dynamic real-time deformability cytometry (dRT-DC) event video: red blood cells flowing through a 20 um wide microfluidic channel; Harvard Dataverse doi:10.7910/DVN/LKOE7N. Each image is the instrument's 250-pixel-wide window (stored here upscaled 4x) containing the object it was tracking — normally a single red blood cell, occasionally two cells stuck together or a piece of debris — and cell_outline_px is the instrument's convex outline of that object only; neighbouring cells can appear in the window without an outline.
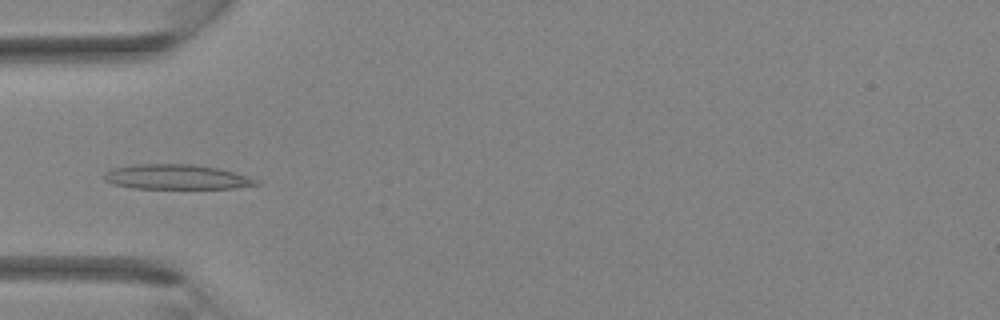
{"species": "Egyptian fruit bat (a non-hibernating species)", "species_latin": "Rousettus aegyptiacus", "temperature_condition": "room temperature", "stored_images_in_passage": 27, "camera_frame_rate_fps": 3000, "um_per_image_px": 0.085, "animal": {"sex": "female"}, "frame": {"image": 1, "passage_image": 3, "time_ms": 0.667, "image_size_px": [1000, 320], "cell_outline_px": [[260, 184], [232, 188], [132, 188], [112, 184], [104, 180], [104, 172], [112, 168], [132, 164], [192, 164], [216, 168], [248, 176], [260, 180]], "centroid_in_image_um": [14.95, 15.04], "position_along_channel_um": 70.0, "area_um2": 21.96}}
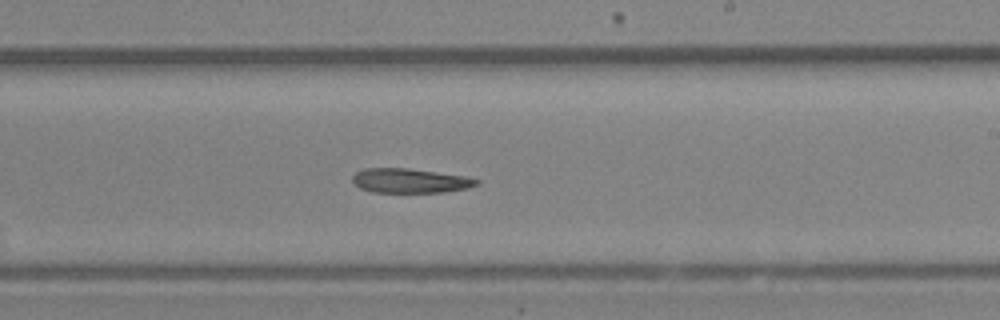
{"frame": {"image": 2, "passage_image": 13, "time_ms": 4.0, "image_size_px": [1000, 320], "cell_outline_px": [[480, 184], [468, 188], [444, 192], [372, 192], [360, 188], [352, 180], [352, 176], [356, 172], [364, 168], [408, 168], [464, 176], [480, 180]], "centroid_in_image_um": [34.86, 15.36], "position_along_channel_um": 254.1, "area_um2": 17.63}}
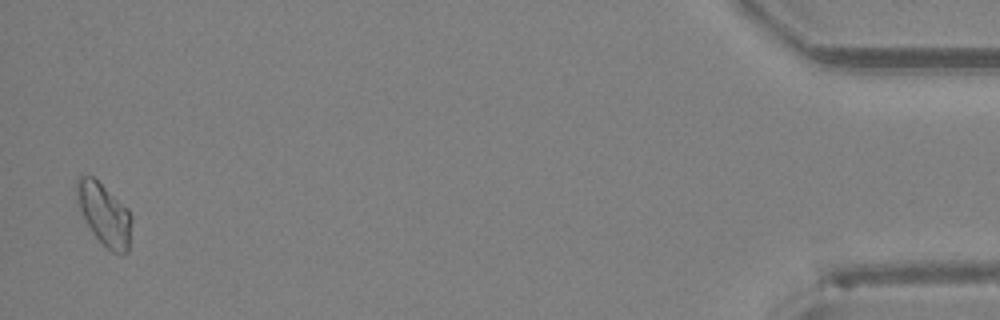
{"frame": {"image": 3, "passage_image": 27, "time_ms": 8.667, "image_size_px": [1000, 320], "cell_outline_px": [[132, 220], [128, 252], [112, 252], [92, 232], [84, 220], [80, 212], [76, 200], [76, 180], [80, 172], [92, 176], [128, 208], [132, 216]], "centroid_in_image_um": [8.83, 18.16], "position_along_channel_um": 426.4, "area_um2": 19.94}}